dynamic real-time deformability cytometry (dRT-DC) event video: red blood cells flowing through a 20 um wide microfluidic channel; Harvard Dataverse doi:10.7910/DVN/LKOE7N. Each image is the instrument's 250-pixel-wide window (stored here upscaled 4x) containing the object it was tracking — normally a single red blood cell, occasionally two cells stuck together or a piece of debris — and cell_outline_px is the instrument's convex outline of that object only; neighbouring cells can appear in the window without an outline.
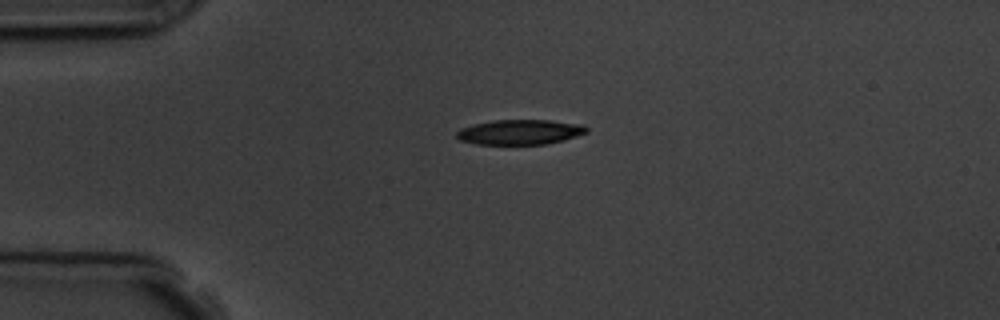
{"species": "common noctule bat (a hibernating species)", "species_latin": "Nyctalus noctula", "temperature_condition": "room temperature", "stored_images_in_passage": 2, "camera_frame_rate_fps": 3000, "um_per_image_px": 0.085, "animal": {"sex": "male", "body_mass_g": 19.5, "forearm_length_mm": 54.6}, "frame": {"image": 1, "passage_image": 1, "time_ms": 0.0, "image_size_px": [1000, 320], "cell_outline_px": [[588, 132], [564, 140], [544, 144], [476, 144], [460, 140], [456, 136], [456, 132], [460, 128], [472, 124], [492, 120], [548, 120], [584, 124], [588, 128]], "centroid_in_image_um": [44.19, 11.22], "position_along_channel_um": 40.8, "area_um2": 19.02}}